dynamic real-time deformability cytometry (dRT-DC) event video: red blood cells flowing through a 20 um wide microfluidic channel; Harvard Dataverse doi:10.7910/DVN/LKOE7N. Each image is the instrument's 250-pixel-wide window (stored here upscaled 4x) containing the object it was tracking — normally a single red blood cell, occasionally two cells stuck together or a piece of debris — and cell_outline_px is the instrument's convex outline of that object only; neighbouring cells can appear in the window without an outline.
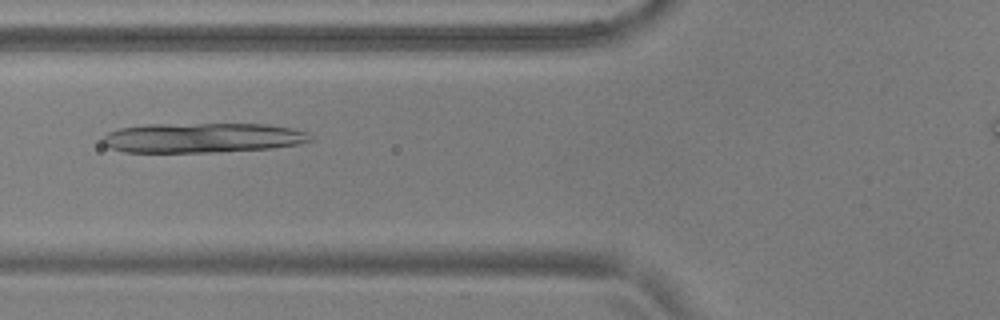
{"species": "common noctule bat (a hibernating species)", "species_latin": "Nyctalus noctula", "temperature_condition": "warm", "stored_images_in_passage": 36, "camera_frame_rate_fps": 3000, "um_per_image_px": 0.085, "animal": {"sex": "male", "body_mass_g": 17.9, "forearm_length_mm": 54.2}, "frame": {"image": 1, "passage_image": 7, "time_ms": 2.0, "image_size_px": [1000, 320], "cell_outline_px": [[316, 140], [300, 144], [268, 148], [212, 152], [124, 152], [112, 148], [104, 144], [100, 140], [108, 132], [120, 128], [148, 124], [268, 124], [292, 128], [308, 132]], "centroid_in_image_um": [17.24, 11.7], "position_along_channel_um": 108.6, "area_um2": 36.18}}
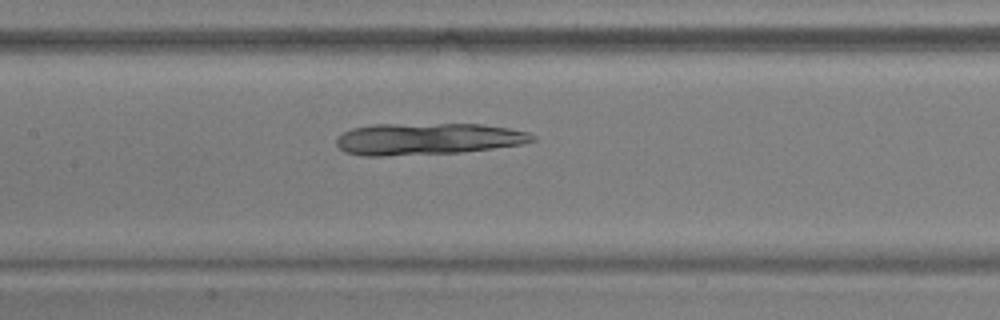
{"frame": {"image": 2, "passage_image": 12, "time_ms": 3.667, "image_size_px": [1000, 320], "cell_outline_px": [[536, 140], [520, 144], [492, 148], [460, 152], [384, 156], [364, 156], [344, 152], [336, 144], [336, 136], [352, 128], [372, 124], [484, 124], [508, 128], [528, 132], [536, 136]], "centroid_in_image_um": [36.31, 11.8], "position_along_channel_um": 171.1, "area_um2": 36.36}}
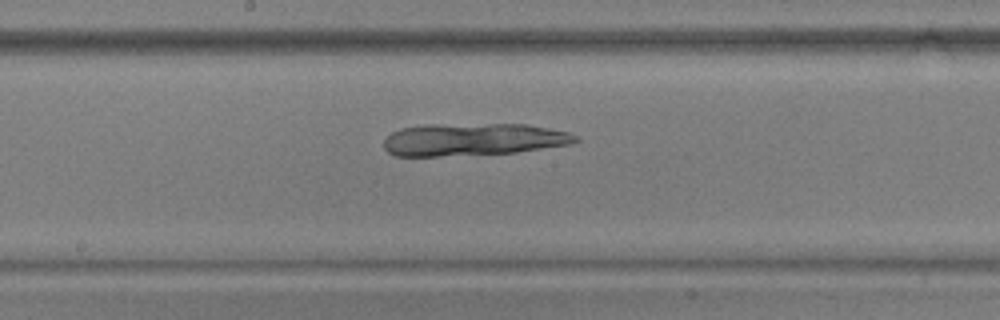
{"frame": {"image": 3, "passage_image": 15, "time_ms": 4.667, "image_size_px": [1000, 320], "cell_outline_px": [[580, 140], [572, 144], [516, 152], [436, 156], [396, 156], [388, 152], [384, 148], [384, 140], [392, 132], [400, 128], [428, 124], [528, 124], [568, 132], [576, 136]], "centroid_in_image_um": [40.21, 11.85], "position_along_channel_um": 208.0, "area_um2": 36.24}}